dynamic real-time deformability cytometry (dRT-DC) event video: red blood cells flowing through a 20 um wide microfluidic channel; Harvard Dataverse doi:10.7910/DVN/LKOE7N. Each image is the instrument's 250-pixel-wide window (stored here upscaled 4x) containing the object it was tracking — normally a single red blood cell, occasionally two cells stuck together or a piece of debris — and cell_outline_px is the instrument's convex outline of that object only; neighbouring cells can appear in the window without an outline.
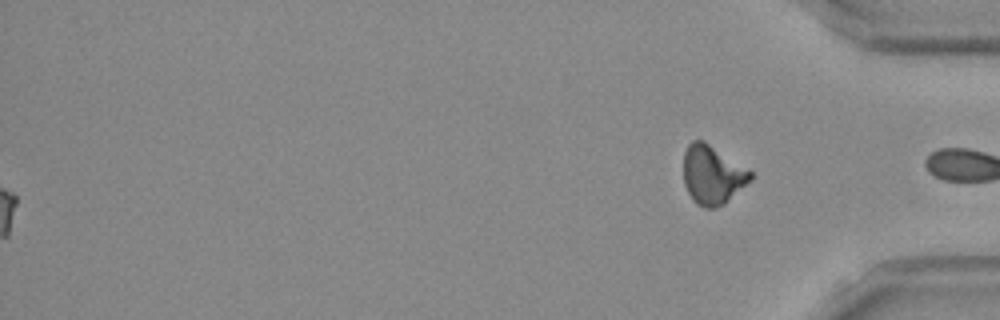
{"species": "Egyptian fruit bat (a non-hibernating species)", "species_latin": "Rousettus aegyptiacus", "temperature_condition": "room temperature", "stored_images_in_passage": 47, "segment_of_instrument_passage": [2, 2], "camera_frame_rate_fps": 3000, "um_per_image_px": 0.085, "frame": {"image": 1, "passage_image": 47, "time_ms": 15.333, "image_size_px": [1000, 320], "cell_outline_px": [[752, 180], [724, 204], [712, 208], [704, 208], [696, 204], [692, 200], [684, 184], [684, 152], [688, 144], [692, 140], [704, 140], [752, 172]], "centroid_in_image_um": [60.54, 14.87], "position_along_channel_um": 374.7, "area_um2": 22.95}}